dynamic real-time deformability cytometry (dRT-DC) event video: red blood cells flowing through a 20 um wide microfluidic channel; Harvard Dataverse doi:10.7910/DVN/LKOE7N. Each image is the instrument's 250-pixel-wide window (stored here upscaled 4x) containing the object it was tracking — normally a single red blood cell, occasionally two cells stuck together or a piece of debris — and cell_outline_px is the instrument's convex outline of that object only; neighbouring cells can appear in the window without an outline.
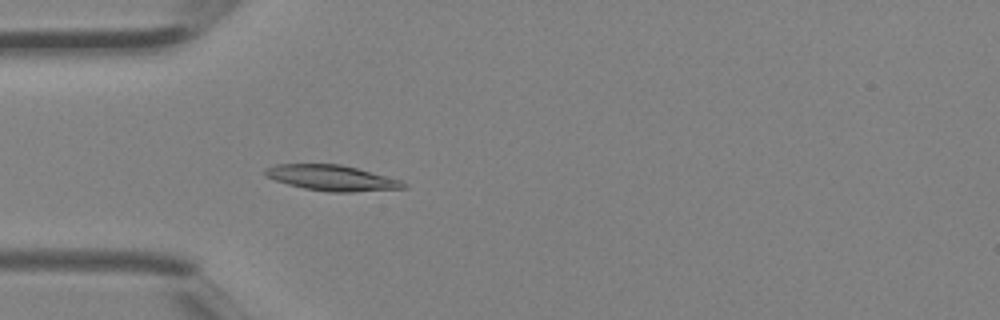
{"species": "Egyptian fruit bat (a non-hibernating species)", "species_latin": "Rousettus aegyptiacus", "temperature_condition": "room temperature", "stored_images_in_passage": 2, "camera_frame_rate_fps": 3000, "um_per_image_px": 0.085, "animal": {"sex": "female"}, "frame": {"image": 1, "passage_image": 2, "time_ms": 0.333, "image_size_px": [1000, 320], "cell_outline_px": [[408, 188], [352, 192], [328, 192], [304, 188], [288, 184], [264, 176], [264, 168], [276, 164], [340, 164], [356, 168], [400, 180], [408, 184]], "centroid_in_image_um": [28.19, 15.12], "position_along_channel_um": 56.8, "area_um2": 20.58}}